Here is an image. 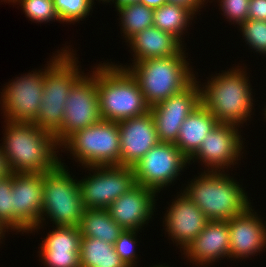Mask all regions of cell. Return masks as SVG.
Returning <instances> with one entry per match:
<instances>
[{"label": "cell", "instance_id": "1", "mask_svg": "<svg viewBox=\"0 0 266 267\" xmlns=\"http://www.w3.org/2000/svg\"><path fill=\"white\" fill-rule=\"evenodd\" d=\"M4 122L1 149L10 173H45L61 164L57 157L60 145L54 134L32 122Z\"/></svg>", "mask_w": 266, "mask_h": 267}, {"label": "cell", "instance_id": "2", "mask_svg": "<svg viewBox=\"0 0 266 267\" xmlns=\"http://www.w3.org/2000/svg\"><path fill=\"white\" fill-rule=\"evenodd\" d=\"M236 67L210 77L207 85L200 87L201 104L219 123L242 126L251 118L254 101L245 67Z\"/></svg>", "mask_w": 266, "mask_h": 267}, {"label": "cell", "instance_id": "3", "mask_svg": "<svg viewBox=\"0 0 266 267\" xmlns=\"http://www.w3.org/2000/svg\"><path fill=\"white\" fill-rule=\"evenodd\" d=\"M225 173L204 170L183 190L209 220H229L252 204L242 185Z\"/></svg>", "mask_w": 266, "mask_h": 267}, {"label": "cell", "instance_id": "4", "mask_svg": "<svg viewBox=\"0 0 266 267\" xmlns=\"http://www.w3.org/2000/svg\"><path fill=\"white\" fill-rule=\"evenodd\" d=\"M106 62L97 66V91L102 120L118 122L150 111L137 81L123 67Z\"/></svg>", "mask_w": 266, "mask_h": 267}, {"label": "cell", "instance_id": "5", "mask_svg": "<svg viewBox=\"0 0 266 267\" xmlns=\"http://www.w3.org/2000/svg\"><path fill=\"white\" fill-rule=\"evenodd\" d=\"M185 53H177L171 57L149 58L136 61L126 68L137 81L146 103L151 107L166 100L189 86L195 74L186 60ZM131 67V68H130Z\"/></svg>", "mask_w": 266, "mask_h": 267}, {"label": "cell", "instance_id": "6", "mask_svg": "<svg viewBox=\"0 0 266 267\" xmlns=\"http://www.w3.org/2000/svg\"><path fill=\"white\" fill-rule=\"evenodd\" d=\"M67 169L61 162L55 170L43 173L41 219L30 233L43 227L46 216L55 226L79 227L85 208L78 180Z\"/></svg>", "mask_w": 266, "mask_h": 267}, {"label": "cell", "instance_id": "7", "mask_svg": "<svg viewBox=\"0 0 266 267\" xmlns=\"http://www.w3.org/2000/svg\"><path fill=\"white\" fill-rule=\"evenodd\" d=\"M75 56L73 50H68L45 73L39 112L32 123L52 134L62 127L65 102L71 87L84 74Z\"/></svg>", "mask_w": 266, "mask_h": 267}, {"label": "cell", "instance_id": "8", "mask_svg": "<svg viewBox=\"0 0 266 267\" xmlns=\"http://www.w3.org/2000/svg\"><path fill=\"white\" fill-rule=\"evenodd\" d=\"M60 147L74 156L84 167L120 165L118 123L100 120L70 135Z\"/></svg>", "mask_w": 266, "mask_h": 267}, {"label": "cell", "instance_id": "9", "mask_svg": "<svg viewBox=\"0 0 266 267\" xmlns=\"http://www.w3.org/2000/svg\"><path fill=\"white\" fill-rule=\"evenodd\" d=\"M66 48V49H65ZM58 50L50 59L44 71H31L11 80L1 93V108L5 120L32 122L39 112L44 88L45 73L68 51L69 47ZM68 48V50H67ZM61 51V52H60ZM33 72V73H32Z\"/></svg>", "mask_w": 266, "mask_h": 267}, {"label": "cell", "instance_id": "10", "mask_svg": "<svg viewBox=\"0 0 266 267\" xmlns=\"http://www.w3.org/2000/svg\"><path fill=\"white\" fill-rule=\"evenodd\" d=\"M93 175L78 180L85 209H107L117 198L136 185L132 167L90 166Z\"/></svg>", "mask_w": 266, "mask_h": 267}, {"label": "cell", "instance_id": "11", "mask_svg": "<svg viewBox=\"0 0 266 267\" xmlns=\"http://www.w3.org/2000/svg\"><path fill=\"white\" fill-rule=\"evenodd\" d=\"M64 109L62 127L54 134L59 145L73 133L101 120L96 66L90 75L83 74L73 84Z\"/></svg>", "mask_w": 266, "mask_h": 267}, {"label": "cell", "instance_id": "12", "mask_svg": "<svg viewBox=\"0 0 266 267\" xmlns=\"http://www.w3.org/2000/svg\"><path fill=\"white\" fill-rule=\"evenodd\" d=\"M188 159L174 143L158 142L134 166L136 184L160 193L181 174Z\"/></svg>", "mask_w": 266, "mask_h": 267}, {"label": "cell", "instance_id": "13", "mask_svg": "<svg viewBox=\"0 0 266 267\" xmlns=\"http://www.w3.org/2000/svg\"><path fill=\"white\" fill-rule=\"evenodd\" d=\"M239 127L231 123H218L203 139L201 146L188 160V164L198 159L208 167L207 171L223 172L225 168H231L230 165H236L244 149Z\"/></svg>", "mask_w": 266, "mask_h": 267}, {"label": "cell", "instance_id": "14", "mask_svg": "<svg viewBox=\"0 0 266 267\" xmlns=\"http://www.w3.org/2000/svg\"><path fill=\"white\" fill-rule=\"evenodd\" d=\"M199 83L195 79L181 92L150 107L159 142H176L182 123L201 104Z\"/></svg>", "mask_w": 266, "mask_h": 267}, {"label": "cell", "instance_id": "15", "mask_svg": "<svg viewBox=\"0 0 266 267\" xmlns=\"http://www.w3.org/2000/svg\"><path fill=\"white\" fill-rule=\"evenodd\" d=\"M43 173H13L11 197L15 207V231L29 233L39 224L43 198Z\"/></svg>", "mask_w": 266, "mask_h": 267}, {"label": "cell", "instance_id": "16", "mask_svg": "<svg viewBox=\"0 0 266 267\" xmlns=\"http://www.w3.org/2000/svg\"><path fill=\"white\" fill-rule=\"evenodd\" d=\"M120 166H134L159 139L152 113L118 121Z\"/></svg>", "mask_w": 266, "mask_h": 267}, {"label": "cell", "instance_id": "17", "mask_svg": "<svg viewBox=\"0 0 266 267\" xmlns=\"http://www.w3.org/2000/svg\"><path fill=\"white\" fill-rule=\"evenodd\" d=\"M169 207L164 215V229L171 240L177 242L176 246L180 245V251H184L205 228L209 219L183 191Z\"/></svg>", "mask_w": 266, "mask_h": 267}, {"label": "cell", "instance_id": "18", "mask_svg": "<svg viewBox=\"0 0 266 267\" xmlns=\"http://www.w3.org/2000/svg\"><path fill=\"white\" fill-rule=\"evenodd\" d=\"M155 196L158 195L152 189L136 184L117 198L107 210L123 230L139 231L154 215L157 201Z\"/></svg>", "mask_w": 266, "mask_h": 267}, {"label": "cell", "instance_id": "19", "mask_svg": "<svg viewBox=\"0 0 266 267\" xmlns=\"http://www.w3.org/2000/svg\"><path fill=\"white\" fill-rule=\"evenodd\" d=\"M252 205L242 214L228 220L230 234L229 258L245 259L266 249V223ZM245 257V258H244Z\"/></svg>", "mask_w": 266, "mask_h": 267}, {"label": "cell", "instance_id": "20", "mask_svg": "<svg viewBox=\"0 0 266 267\" xmlns=\"http://www.w3.org/2000/svg\"><path fill=\"white\" fill-rule=\"evenodd\" d=\"M230 234L228 220H209L200 234L183 251L197 266L209 265L221 258H229ZM195 262V263H194Z\"/></svg>", "mask_w": 266, "mask_h": 267}, {"label": "cell", "instance_id": "21", "mask_svg": "<svg viewBox=\"0 0 266 267\" xmlns=\"http://www.w3.org/2000/svg\"><path fill=\"white\" fill-rule=\"evenodd\" d=\"M79 227L56 226L40 244L39 257L46 267H81Z\"/></svg>", "mask_w": 266, "mask_h": 267}, {"label": "cell", "instance_id": "22", "mask_svg": "<svg viewBox=\"0 0 266 267\" xmlns=\"http://www.w3.org/2000/svg\"><path fill=\"white\" fill-rule=\"evenodd\" d=\"M127 43L131 48L133 63L149 58H165L185 53L183 43L173 34L160 30L155 26L145 28L131 37Z\"/></svg>", "mask_w": 266, "mask_h": 267}, {"label": "cell", "instance_id": "23", "mask_svg": "<svg viewBox=\"0 0 266 267\" xmlns=\"http://www.w3.org/2000/svg\"><path fill=\"white\" fill-rule=\"evenodd\" d=\"M218 123L216 117L200 104L182 123L174 144L189 160L201 146L206 135Z\"/></svg>", "mask_w": 266, "mask_h": 267}, {"label": "cell", "instance_id": "24", "mask_svg": "<svg viewBox=\"0 0 266 267\" xmlns=\"http://www.w3.org/2000/svg\"><path fill=\"white\" fill-rule=\"evenodd\" d=\"M79 230L82 237L114 244L123 229L111 218L107 209H85Z\"/></svg>", "mask_w": 266, "mask_h": 267}, {"label": "cell", "instance_id": "25", "mask_svg": "<svg viewBox=\"0 0 266 267\" xmlns=\"http://www.w3.org/2000/svg\"><path fill=\"white\" fill-rule=\"evenodd\" d=\"M81 267H127L115 251L114 244L100 239L81 237Z\"/></svg>", "mask_w": 266, "mask_h": 267}, {"label": "cell", "instance_id": "26", "mask_svg": "<svg viewBox=\"0 0 266 267\" xmlns=\"http://www.w3.org/2000/svg\"><path fill=\"white\" fill-rule=\"evenodd\" d=\"M193 14L186 8L171 3H165L159 8L154 9L153 26L162 31L176 36L181 42L184 31L191 24Z\"/></svg>", "mask_w": 266, "mask_h": 267}, {"label": "cell", "instance_id": "27", "mask_svg": "<svg viewBox=\"0 0 266 267\" xmlns=\"http://www.w3.org/2000/svg\"><path fill=\"white\" fill-rule=\"evenodd\" d=\"M121 32L123 33L125 42H127L135 34L143 31L145 28L153 26L154 9L147 7L141 3H133L117 10Z\"/></svg>", "mask_w": 266, "mask_h": 267}, {"label": "cell", "instance_id": "28", "mask_svg": "<svg viewBox=\"0 0 266 267\" xmlns=\"http://www.w3.org/2000/svg\"><path fill=\"white\" fill-rule=\"evenodd\" d=\"M94 0H54V8L60 22L82 21L93 11Z\"/></svg>", "mask_w": 266, "mask_h": 267}, {"label": "cell", "instance_id": "29", "mask_svg": "<svg viewBox=\"0 0 266 267\" xmlns=\"http://www.w3.org/2000/svg\"><path fill=\"white\" fill-rule=\"evenodd\" d=\"M8 3H17L22 6L23 11L30 21L49 22L60 21L55 8L54 0H7Z\"/></svg>", "mask_w": 266, "mask_h": 267}, {"label": "cell", "instance_id": "30", "mask_svg": "<svg viewBox=\"0 0 266 267\" xmlns=\"http://www.w3.org/2000/svg\"><path fill=\"white\" fill-rule=\"evenodd\" d=\"M13 173L0 178V226L7 232L15 231V207L11 197Z\"/></svg>", "mask_w": 266, "mask_h": 267}, {"label": "cell", "instance_id": "31", "mask_svg": "<svg viewBox=\"0 0 266 267\" xmlns=\"http://www.w3.org/2000/svg\"><path fill=\"white\" fill-rule=\"evenodd\" d=\"M243 40L255 52L266 55V21L247 19L239 26Z\"/></svg>", "mask_w": 266, "mask_h": 267}, {"label": "cell", "instance_id": "32", "mask_svg": "<svg viewBox=\"0 0 266 267\" xmlns=\"http://www.w3.org/2000/svg\"><path fill=\"white\" fill-rule=\"evenodd\" d=\"M137 233L136 230H123L118 239L114 243V248L119 258L125 263L127 267H136L138 261L135 247Z\"/></svg>", "mask_w": 266, "mask_h": 267}, {"label": "cell", "instance_id": "33", "mask_svg": "<svg viewBox=\"0 0 266 267\" xmlns=\"http://www.w3.org/2000/svg\"><path fill=\"white\" fill-rule=\"evenodd\" d=\"M220 1V2H219ZM223 15L240 26L247 20L250 0H218Z\"/></svg>", "mask_w": 266, "mask_h": 267}, {"label": "cell", "instance_id": "34", "mask_svg": "<svg viewBox=\"0 0 266 267\" xmlns=\"http://www.w3.org/2000/svg\"><path fill=\"white\" fill-rule=\"evenodd\" d=\"M247 19L266 21V0H250Z\"/></svg>", "mask_w": 266, "mask_h": 267}, {"label": "cell", "instance_id": "35", "mask_svg": "<svg viewBox=\"0 0 266 267\" xmlns=\"http://www.w3.org/2000/svg\"><path fill=\"white\" fill-rule=\"evenodd\" d=\"M167 3L182 6L188 9L193 15L200 11L206 0H166ZM199 10V11H198Z\"/></svg>", "mask_w": 266, "mask_h": 267}, {"label": "cell", "instance_id": "36", "mask_svg": "<svg viewBox=\"0 0 266 267\" xmlns=\"http://www.w3.org/2000/svg\"><path fill=\"white\" fill-rule=\"evenodd\" d=\"M8 174H10V170L6 162V157L4 153L2 152V149L0 146V178H4Z\"/></svg>", "mask_w": 266, "mask_h": 267}, {"label": "cell", "instance_id": "37", "mask_svg": "<svg viewBox=\"0 0 266 267\" xmlns=\"http://www.w3.org/2000/svg\"><path fill=\"white\" fill-rule=\"evenodd\" d=\"M138 3L144 4L151 9H156L164 5L166 0H140Z\"/></svg>", "mask_w": 266, "mask_h": 267}, {"label": "cell", "instance_id": "38", "mask_svg": "<svg viewBox=\"0 0 266 267\" xmlns=\"http://www.w3.org/2000/svg\"><path fill=\"white\" fill-rule=\"evenodd\" d=\"M115 3L116 10H118L121 7L133 4V3H138L140 0H106L104 3H109L111 2Z\"/></svg>", "mask_w": 266, "mask_h": 267}, {"label": "cell", "instance_id": "39", "mask_svg": "<svg viewBox=\"0 0 266 267\" xmlns=\"http://www.w3.org/2000/svg\"><path fill=\"white\" fill-rule=\"evenodd\" d=\"M5 235H6V231L0 226V240L3 239L5 237ZM0 242H2V241H0Z\"/></svg>", "mask_w": 266, "mask_h": 267}, {"label": "cell", "instance_id": "40", "mask_svg": "<svg viewBox=\"0 0 266 267\" xmlns=\"http://www.w3.org/2000/svg\"><path fill=\"white\" fill-rule=\"evenodd\" d=\"M152 267H169V266H167V265H166V266H165V265L163 266V265H159V264H158V266L155 265V266H152Z\"/></svg>", "mask_w": 266, "mask_h": 267}, {"label": "cell", "instance_id": "41", "mask_svg": "<svg viewBox=\"0 0 266 267\" xmlns=\"http://www.w3.org/2000/svg\"><path fill=\"white\" fill-rule=\"evenodd\" d=\"M263 110H264V112H265V113H263V114L265 115L264 118L266 119V106H265V108H264Z\"/></svg>", "mask_w": 266, "mask_h": 267}]
</instances>
